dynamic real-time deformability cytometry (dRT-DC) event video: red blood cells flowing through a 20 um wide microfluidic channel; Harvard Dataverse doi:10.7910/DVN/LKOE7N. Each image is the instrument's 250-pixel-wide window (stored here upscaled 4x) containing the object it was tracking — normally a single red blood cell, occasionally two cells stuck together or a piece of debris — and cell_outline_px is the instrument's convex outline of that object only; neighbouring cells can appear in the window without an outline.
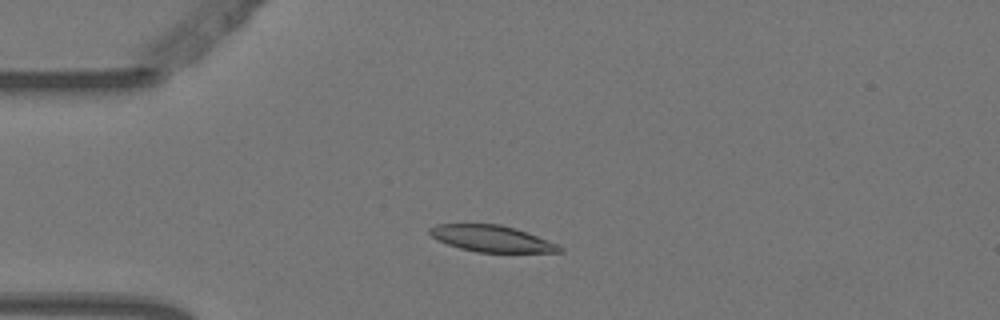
{"species": "Egyptian fruit bat (a non-hibernating species)", "species_latin": "Rousettus aegyptiacus", "temperature_condition": "warm", "stored_images_in_passage": 4, "camera_frame_rate_fps": 3000, "um_per_image_px": 0.085, "animal": {"sex": "female"}, "frame": {"image": 1, "passage_image": 3, "time_ms": 0.667, "image_size_px": [1000, 320], "cell_outline_px": [[564, 252], [476, 252], [460, 248], [436, 240], [428, 232], [428, 228], [436, 224], [500, 224], [516, 228], [556, 244], [564, 248]], "centroid_in_image_um": [41.75, 20.28], "position_along_channel_um": 43.2, "area_um2": 19.88}}